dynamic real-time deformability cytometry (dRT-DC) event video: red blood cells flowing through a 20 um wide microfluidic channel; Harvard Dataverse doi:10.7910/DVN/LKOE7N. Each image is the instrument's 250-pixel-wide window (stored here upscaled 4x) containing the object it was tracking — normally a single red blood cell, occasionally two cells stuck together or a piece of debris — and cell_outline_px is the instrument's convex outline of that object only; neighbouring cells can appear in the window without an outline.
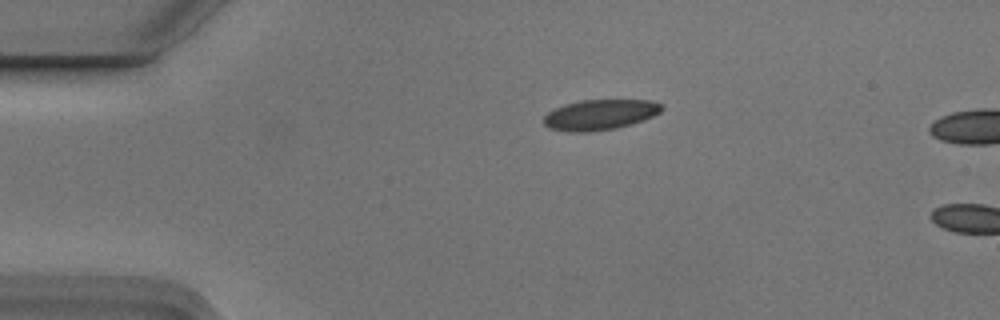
{"species": "Egyptian fruit bat (a non-hibernating species)", "species_latin": "Rousettus aegyptiacus", "temperature_condition": "cold", "stored_images_in_passage": 2, "camera_frame_rate_fps": 3000, "um_per_image_px": 0.085, "animal": {"sex": "male"}, "frame": {"image": 1, "passage_image": 1, "time_ms": 0.0, "image_size_px": [1000, 320], "cell_outline_px": [[664, 108], [660, 112], [644, 120], [616, 128], [588, 132], [568, 132], [548, 128], [544, 124], [544, 116], [548, 112], [564, 104], [580, 100], [652, 100], [660, 104]], "centroid_in_image_um": [50.98, 9.75], "position_along_channel_um": 34.0, "area_um2": 20.92}}